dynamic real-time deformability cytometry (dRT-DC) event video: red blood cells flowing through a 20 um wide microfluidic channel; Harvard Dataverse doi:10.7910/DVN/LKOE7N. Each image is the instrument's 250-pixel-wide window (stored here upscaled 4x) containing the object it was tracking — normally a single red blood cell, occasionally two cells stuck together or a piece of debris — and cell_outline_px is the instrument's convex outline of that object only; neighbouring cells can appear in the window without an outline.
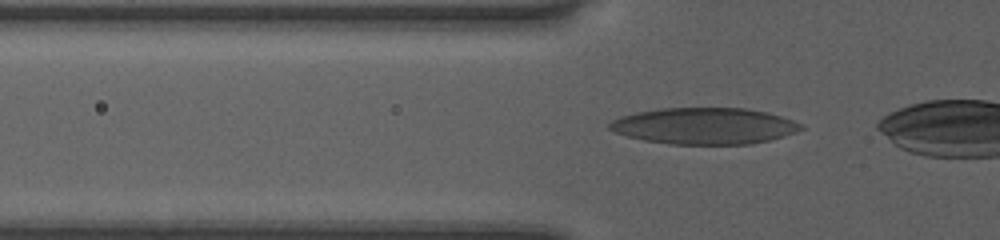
{"species": "human", "species_latin": "Homo sapiens", "temperature_condition": "room temperature", "stored_images_in_passage": 37, "camera_frame_rate_fps": 3000, "um_per_image_px": 0.085, "donor": {"sex": "female"}, "frame": {"image": 1, "passage_image": 12, "time_ms": 3.667, "image_size_px": [1000, 240], "cell_outline_px": [[804, 128], [796, 132], [784, 136], [752, 144], [668, 144], [644, 140], [628, 136], [616, 132], [608, 128], [608, 124], [612, 120], [620, 116], [636, 112], [660, 108], [748, 108], [768, 112], [804, 124]], "centroid_in_image_um": [59.88, 10.7], "position_along_channel_um": 65.9, "area_um2": 40.75}}
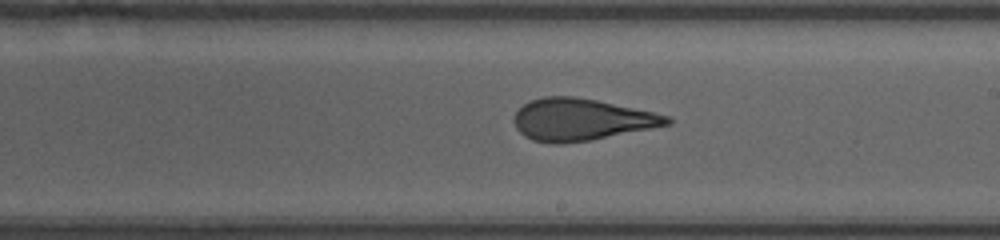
{"frame": {"image": 2, "passage_image": 25, "time_ms": 8.0, "image_size_px": [1000, 240], "cell_outline_px": [[672, 124], [592, 140], [560, 144], [556, 144], [532, 140], [524, 136], [516, 128], [512, 120], [516, 112], [524, 104], [532, 100], [544, 96], [572, 96], [596, 100], [652, 112], [668, 116], [672, 120]], "centroid_in_image_um": [49.38, 10.17], "position_along_channel_um": 239.6, "area_um2": 37.22}}
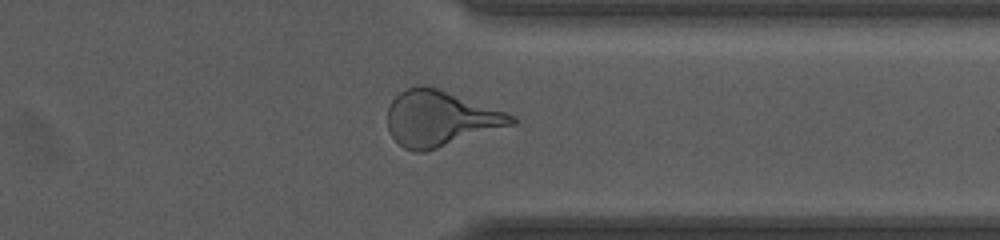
{"frame": {"image": 3, "passage_image": 35, "time_ms": 11.333, "image_size_px": [1000, 240], "cell_outline_px": [[520, 120], [516, 124], [424, 152], [416, 152], [404, 148], [392, 136], [388, 128], [388, 108], [392, 100], [400, 92], [416, 84], [424, 84], [436, 88], [516, 116]], "centroid_in_image_um": [37.42, 10.07], "position_along_channel_um": 374.0, "area_um2": 39.77}}